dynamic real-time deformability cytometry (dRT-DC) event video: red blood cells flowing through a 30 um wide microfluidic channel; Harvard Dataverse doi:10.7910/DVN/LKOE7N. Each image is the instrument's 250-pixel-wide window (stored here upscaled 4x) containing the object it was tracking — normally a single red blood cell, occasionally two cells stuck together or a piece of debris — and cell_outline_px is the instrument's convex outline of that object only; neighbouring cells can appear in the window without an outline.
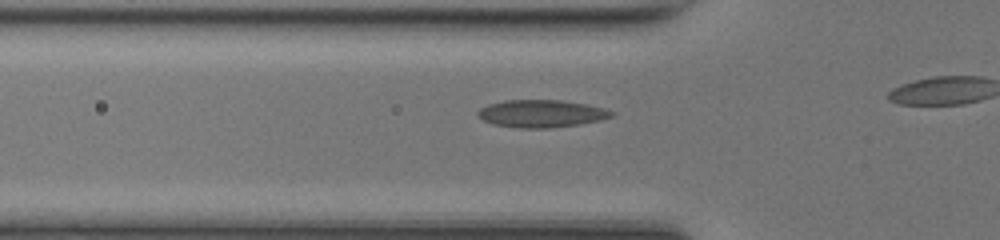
{"species": "common noctule bat (a hibernating species)", "species_latin": "Nyctalus noctula", "temperature_condition": "room temperature", "stored_images_in_passage": 10, "camera_frame_rate_fps": 3000, "um_per_image_px": 0.085, "animal": {"sex": "female", "body_mass_g": 17.0, "forearm_length_mm": 48.0}, "frame": {"image": 1, "passage_image": 5, "time_ms": 1.333, "image_size_px": [1000, 240], "cell_outline_px": [[616, 112], [612, 116], [600, 120], [580, 124], [548, 128], [520, 128], [492, 124], [484, 120], [476, 112], [480, 108], [488, 104], [504, 100], [560, 100], [584, 104], [604, 108]], "centroid_in_image_um": [46.01, 9.65], "position_along_channel_um": 79.8, "area_um2": 21.33}}
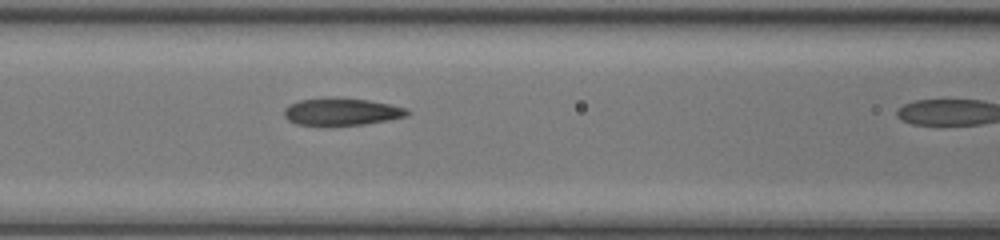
{"frame": {"image": 2, "passage_image": 9, "time_ms": 2.667, "image_size_px": [1000, 240], "cell_outline_px": [[412, 112], [408, 116], [388, 120], [364, 124], [296, 124], [288, 120], [284, 116], [284, 108], [288, 104], [300, 100], [324, 96], [368, 100], [392, 104], [408, 108]], "centroid_in_image_um": [29.06, 9.46], "position_along_channel_um": 137.5, "area_um2": 19.71}}